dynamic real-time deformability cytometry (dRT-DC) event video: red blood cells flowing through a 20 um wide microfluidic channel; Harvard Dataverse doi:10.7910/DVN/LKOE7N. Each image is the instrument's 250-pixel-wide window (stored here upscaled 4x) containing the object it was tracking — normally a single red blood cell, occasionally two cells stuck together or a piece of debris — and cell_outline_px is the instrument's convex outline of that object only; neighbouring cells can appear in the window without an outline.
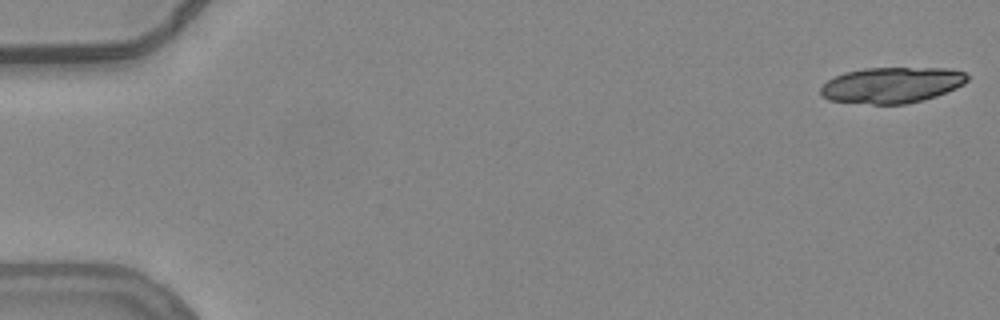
{"species": "common noctule bat (a hibernating species)", "species_latin": "Nyctalus noctula", "temperature_condition": "warm", "stored_images_in_passage": 20, "camera_frame_rate_fps": 3000, "um_per_image_px": 0.085, "animal": {"sex": "female", "body_mass_g": 24.6, "forearm_length_mm": 56.2}, "frame": {"image": 1, "passage_image": 1, "time_ms": 0.0, "image_size_px": [1000, 320], "cell_outline_px": [[968, 80], [964, 84], [956, 88], [936, 96], [924, 100], [904, 104], [872, 104], [828, 100], [820, 96], [820, 88], [828, 80], [844, 72], [864, 68], [948, 68], [964, 72], [968, 76]], "centroid_in_image_um": [75.8, 7.23], "position_along_channel_um": 9.2, "area_um2": 30.75}}